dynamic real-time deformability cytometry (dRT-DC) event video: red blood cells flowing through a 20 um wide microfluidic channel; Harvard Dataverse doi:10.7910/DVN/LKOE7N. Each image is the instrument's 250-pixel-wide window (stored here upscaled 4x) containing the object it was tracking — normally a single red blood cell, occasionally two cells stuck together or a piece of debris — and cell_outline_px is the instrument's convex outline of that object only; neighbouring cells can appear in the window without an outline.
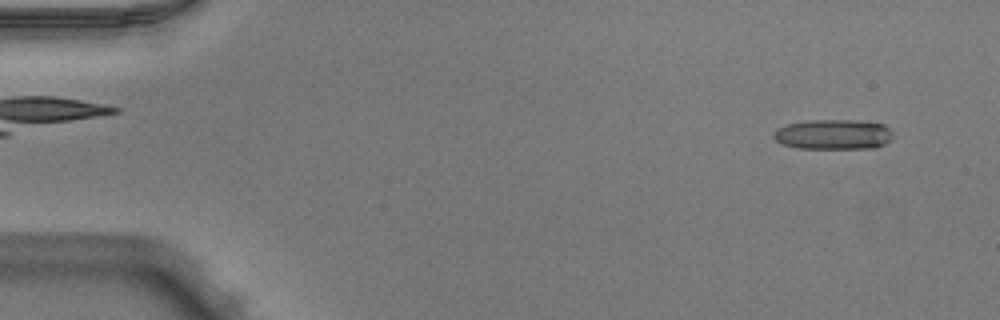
{"species": "Egyptian fruit bat (a non-hibernating species)", "species_latin": "Rousettus aegyptiacus", "temperature_condition": "warm", "stored_images_in_passage": 50, "camera_frame_rate_fps": 3000, "um_per_image_px": 0.085, "animal": {"sex": "male"}, "frame": {"image": 1, "passage_image": 3, "time_ms": 0.667, "image_size_px": [1000, 320], "cell_outline_px": [[892, 140], [884, 144], [872, 148], [796, 148], [784, 144], [776, 140], [772, 136], [772, 132], [776, 128], [788, 124], [808, 120], [856, 120], [884, 124], [892, 128]], "centroid_in_image_um": [70.85, 11.42], "position_along_channel_um": 14.2, "area_um2": 21.1}}
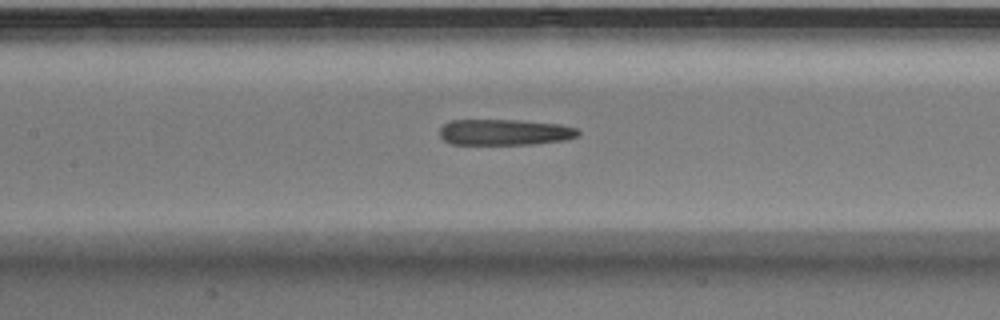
{"frame": {"image": 2, "passage_image": 23, "time_ms": 7.333, "image_size_px": [1000, 320], "cell_outline_px": [[580, 136], [564, 140], [532, 144], [452, 144], [444, 140], [440, 136], [440, 128], [444, 124], [452, 120], [520, 120], [560, 124], [576, 128], [580, 132]], "centroid_in_image_um": [42.92, 11.23], "position_along_channel_um": 164.5, "area_um2": 20.98}}
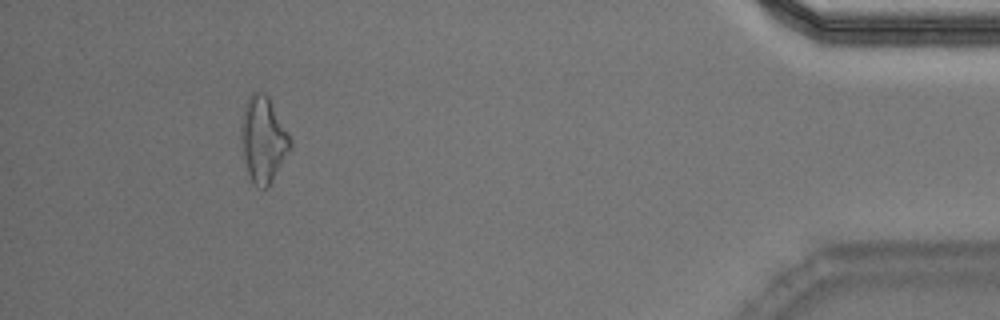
{"frame": {"image": 3, "passage_image": 46, "time_ms": 15.0, "image_size_px": [1000, 320], "cell_outline_px": [[292, 148], [268, 188], [264, 188], [252, 184], [248, 172], [240, 140], [240, 124], [244, 108], [248, 96], [252, 92], [264, 92], [268, 96], [288, 132], [292, 140]], "centroid_in_image_um": [22.38, 11.86], "position_along_channel_um": 412.8, "area_um2": 24.74}, "authors_computed_cell_mechanics": {"area_um2": 22.1663, "velocity_mm_per_s": 4.0074, "shape_relaxation_time_tau1_ms": null, "shape_relaxation_time_tau2_ms": 2.9255, "deformation_change_tau1": null, "deformation_change_tau2": 0.1726}}